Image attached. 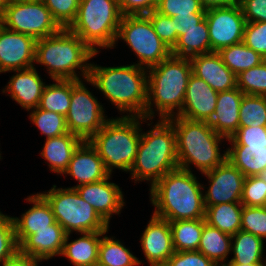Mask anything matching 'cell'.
Here are the masks:
<instances>
[{
  "instance_id": "45",
  "label": "cell",
  "mask_w": 266,
  "mask_h": 266,
  "mask_svg": "<svg viewBox=\"0 0 266 266\" xmlns=\"http://www.w3.org/2000/svg\"><path fill=\"white\" fill-rule=\"evenodd\" d=\"M242 42L266 60V22H246Z\"/></svg>"
},
{
  "instance_id": "34",
  "label": "cell",
  "mask_w": 266,
  "mask_h": 266,
  "mask_svg": "<svg viewBox=\"0 0 266 266\" xmlns=\"http://www.w3.org/2000/svg\"><path fill=\"white\" fill-rule=\"evenodd\" d=\"M46 84L38 108L66 116L70 107L72 80H53Z\"/></svg>"
},
{
  "instance_id": "17",
  "label": "cell",
  "mask_w": 266,
  "mask_h": 266,
  "mask_svg": "<svg viewBox=\"0 0 266 266\" xmlns=\"http://www.w3.org/2000/svg\"><path fill=\"white\" fill-rule=\"evenodd\" d=\"M111 174L98 182L82 184L75 189L87 201L101 218L110 225L112 215L121 213L124 208V194L118 184L109 181Z\"/></svg>"
},
{
  "instance_id": "52",
  "label": "cell",
  "mask_w": 266,
  "mask_h": 266,
  "mask_svg": "<svg viewBox=\"0 0 266 266\" xmlns=\"http://www.w3.org/2000/svg\"><path fill=\"white\" fill-rule=\"evenodd\" d=\"M224 266H266V263H253V264H225Z\"/></svg>"
},
{
  "instance_id": "10",
  "label": "cell",
  "mask_w": 266,
  "mask_h": 266,
  "mask_svg": "<svg viewBox=\"0 0 266 266\" xmlns=\"http://www.w3.org/2000/svg\"><path fill=\"white\" fill-rule=\"evenodd\" d=\"M118 40H123L135 53L138 62L134 64L145 69L171 56V49L156 34L146 14L122 15L113 48Z\"/></svg>"
},
{
  "instance_id": "42",
  "label": "cell",
  "mask_w": 266,
  "mask_h": 266,
  "mask_svg": "<svg viewBox=\"0 0 266 266\" xmlns=\"http://www.w3.org/2000/svg\"><path fill=\"white\" fill-rule=\"evenodd\" d=\"M18 250L12 216L0 211V264L2 265Z\"/></svg>"
},
{
  "instance_id": "4",
  "label": "cell",
  "mask_w": 266,
  "mask_h": 266,
  "mask_svg": "<svg viewBox=\"0 0 266 266\" xmlns=\"http://www.w3.org/2000/svg\"><path fill=\"white\" fill-rule=\"evenodd\" d=\"M97 54L78 35L62 28L36 41L35 63L47 68L52 80H82L89 77V60Z\"/></svg>"
},
{
  "instance_id": "15",
  "label": "cell",
  "mask_w": 266,
  "mask_h": 266,
  "mask_svg": "<svg viewBox=\"0 0 266 266\" xmlns=\"http://www.w3.org/2000/svg\"><path fill=\"white\" fill-rule=\"evenodd\" d=\"M203 174L209 183L207 190L203 185L205 208L221 203L241 202L246 177L228 159Z\"/></svg>"
},
{
  "instance_id": "18",
  "label": "cell",
  "mask_w": 266,
  "mask_h": 266,
  "mask_svg": "<svg viewBox=\"0 0 266 266\" xmlns=\"http://www.w3.org/2000/svg\"><path fill=\"white\" fill-rule=\"evenodd\" d=\"M149 266H164L174 254L170 223L152 214L140 238Z\"/></svg>"
},
{
  "instance_id": "50",
  "label": "cell",
  "mask_w": 266,
  "mask_h": 266,
  "mask_svg": "<svg viewBox=\"0 0 266 266\" xmlns=\"http://www.w3.org/2000/svg\"><path fill=\"white\" fill-rule=\"evenodd\" d=\"M38 258L31 257L21 253L19 250L10 258H8L2 266H38L39 262H42Z\"/></svg>"
},
{
  "instance_id": "44",
  "label": "cell",
  "mask_w": 266,
  "mask_h": 266,
  "mask_svg": "<svg viewBox=\"0 0 266 266\" xmlns=\"http://www.w3.org/2000/svg\"><path fill=\"white\" fill-rule=\"evenodd\" d=\"M160 39L172 50L177 43L178 35L175 31L174 20L156 10L146 14Z\"/></svg>"
},
{
  "instance_id": "1",
  "label": "cell",
  "mask_w": 266,
  "mask_h": 266,
  "mask_svg": "<svg viewBox=\"0 0 266 266\" xmlns=\"http://www.w3.org/2000/svg\"><path fill=\"white\" fill-rule=\"evenodd\" d=\"M153 214L169 222L205 218L203 184L193 171L176 168L150 189Z\"/></svg>"
},
{
  "instance_id": "26",
  "label": "cell",
  "mask_w": 266,
  "mask_h": 266,
  "mask_svg": "<svg viewBox=\"0 0 266 266\" xmlns=\"http://www.w3.org/2000/svg\"><path fill=\"white\" fill-rule=\"evenodd\" d=\"M108 231L81 232V237L70 241V234L66 235L61 255L66 257L74 266H96L101 237Z\"/></svg>"
},
{
  "instance_id": "31",
  "label": "cell",
  "mask_w": 266,
  "mask_h": 266,
  "mask_svg": "<svg viewBox=\"0 0 266 266\" xmlns=\"http://www.w3.org/2000/svg\"><path fill=\"white\" fill-rule=\"evenodd\" d=\"M211 52L209 29L206 18L196 27L185 31L181 35L174 48L171 50V55L175 57L191 58L199 54Z\"/></svg>"
},
{
  "instance_id": "5",
  "label": "cell",
  "mask_w": 266,
  "mask_h": 266,
  "mask_svg": "<svg viewBox=\"0 0 266 266\" xmlns=\"http://www.w3.org/2000/svg\"><path fill=\"white\" fill-rule=\"evenodd\" d=\"M149 131L141 128V138L134 163L129 171L131 179L149 182L150 188L164 175L179 167L176 152V134L168 119H160L156 124L150 119Z\"/></svg>"
},
{
  "instance_id": "13",
  "label": "cell",
  "mask_w": 266,
  "mask_h": 266,
  "mask_svg": "<svg viewBox=\"0 0 266 266\" xmlns=\"http://www.w3.org/2000/svg\"><path fill=\"white\" fill-rule=\"evenodd\" d=\"M2 25L12 31L42 39L62 28L42 0L9 2L1 13Z\"/></svg>"
},
{
  "instance_id": "39",
  "label": "cell",
  "mask_w": 266,
  "mask_h": 266,
  "mask_svg": "<svg viewBox=\"0 0 266 266\" xmlns=\"http://www.w3.org/2000/svg\"><path fill=\"white\" fill-rule=\"evenodd\" d=\"M241 203L248 207L266 206V175L245 178Z\"/></svg>"
},
{
  "instance_id": "40",
  "label": "cell",
  "mask_w": 266,
  "mask_h": 266,
  "mask_svg": "<svg viewBox=\"0 0 266 266\" xmlns=\"http://www.w3.org/2000/svg\"><path fill=\"white\" fill-rule=\"evenodd\" d=\"M61 28H69L75 21L80 0H42Z\"/></svg>"
},
{
  "instance_id": "38",
  "label": "cell",
  "mask_w": 266,
  "mask_h": 266,
  "mask_svg": "<svg viewBox=\"0 0 266 266\" xmlns=\"http://www.w3.org/2000/svg\"><path fill=\"white\" fill-rule=\"evenodd\" d=\"M237 87L247 95L266 96V60L236 76Z\"/></svg>"
},
{
  "instance_id": "47",
  "label": "cell",
  "mask_w": 266,
  "mask_h": 266,
  "mask_svg": "<svg viewBox=\"0 0 266 266\" xmlns=\"http://www.w3.org/2000/svg\"><path fill=\"white\" fill-rule=\"evenodd\" d=\"M246 22H266V0H238Z\"/></svg>"
},
{
  "instance_id": "24",
  "label": "cell",
  "mask_w": 266,
  "mask_h": 266,
  "mask_svg": "<svg viewBox=\"0 0 266 266\" xmlns=\"http://www.w3.org/2000/svg\"><path fill=\"white\" fill-rule=\"evenodd\" d=\"M243 96L244 93L238 87L218 92L215 111L208 121L217 134L228 139L239 129Z\"/></svg>"
},
{
  "instance_id": "53",
  "label": "cell",
  "mask_w": 266,
  "mask_h": 266,
  "mask_svg": "<svg viewBox=\"0 0 266 266\" xmlns=\"http://www.w3.org/2000/svg\"><path fill=\"white\" fill-rule=\"evenodd\" d=\"M10 0H0V13H2L5 7L9 4Z\"/></svg>"
},
{
  "instance_id": "22",
  "label": "cell",
  "mask_w": 266,
  "mask_h": 266,
  "mask_svg": "<svg viewBox=\"0 0 266 266\" xmlns=\"http://www.w3.org/2000/svg\"><path fill=\"white\" fill-rule=\"evenodd\" d=\"M192 73L217 92L237 87L236 75L223 63L218 52L192 56Z\"/></svg>"
},
{
  "instance_id": "41",
  "label": "cell",
  "mask_w": 266,
  "mask_h": 266,
  "mask_svg": "<svg viewBox=\"0 0 266 266\" xmlns=\"http://www.w3.org/2000/svg\"><path fill=\"white\" fill-rule=\"evenodd\" d=\"M241 230L266 239V206L248 207L243 205L241 216Z\"/></svg>"
},
{
  "instance_id": "33",
  "label": "cell",
  "mask_w": 266,
  "mask_h": 266,
  "mask_svg": "<svg viewBox=\"0 0 266 266\" xmlns=\"http://www.w3.org/2000/svg\"><path fill=\"white\" fill-rule=\"evenodd\" d=\"M170 223L174 251H197L202 236L205 218L178 220Z\"/></svg>"
},
{
  "instance_id": "12",
  "label": "cell",
  "mask_w": 266,
  "mask_h": 266,
  "mask_svg": "<svg viewBox=\"0 0 266 266\" xmlns=\"http://www.w3.org/2000/svg\"><path fill=\"white\" fill-rule=\"evenodd\" d=\"M227 141V159L245 177L266 175V127H239Z\"/></svg>"
},
{
  "instance_id": "9",
  "label": "cell",
  "mask_w": 266,
  "mask_h": 266,
  "mask_svg": "<svg viewBox=\"0 0 266 266\" xmlns=\"http://www.w3.org/2000/svg\"><path fill=\"white\" fill-rule=\"evenodd\" d=\"M56 187L53 185L47 192L39 193L50 204L56 222L67 234L109 230L110 226L75 188Z\"/></svg>"
},
{
  "instance_id": "14",
  "label": "cell",
  "mask_w": 266,
  "mask_h": 266,
  "mask_svg": "<svg viewBox=\"0 0 266 266\" xmlns=\"http://www.w3.org/2000/svg\"><path fill=\"white\" fill-rule=\"evenodd\" d=\"M211 52L243 41L246 20L239 3L206 9Z\"/></svg>"
},
{
  "instance_id": "29",
  "label": "cell",
  "mask_w": 266,
  "mask_h": 266,
  "mask_svg": "<svg viewBox=\"0 0 266 266\" xmlns=\"http://www.w3.org/2000/svg\"><path fill=\"white\" fill-rule=\"evenodd\" d=\"M232 236L207 223L203 225L198 251L213 261L217 266H224L231 254Z\"/></svg>"
},
{
  "instance_id": "21",
  "label": "cell",
  "mask_w": 266,
  "mask_h": 266,
  "mask_svg": "<svg viewBox=\"0 0 266 266\" xmlns=\"http://www.w3.org/2000/svg\"><path fill=\"white\" fill-rule=\"evenodd\" d=\"M74 178L78 184L69 188H75L82 184L98 182L106 179L110 173L106 170L103 160L97 150L89 141H83L74 151L67 170L63 173Z\"/></svg>"
},
{
  "instance_id": "6",
  "label": "cell",
  "mask_w": 266,
  "mask_h": 266,
  "mask_svg": "<svg viewBox=\"0 0 266 266\" xmlns=\"http://www.w3.org/2000/svg\"><path fill=\"white\" fill-rule=\"evenodd\" d=\"M176 134L179 168L191 172V165L203 173L213 170L227 159L220 145L227 138L217 134L207 121H192L179 116L168 118Z\"/></svg>"
},
{
  "instance_id": "27",
  "label": "cell",
  "mask_w": 266,
  "mask_h": 266,
  "mask_svg": "<svg viewBox=\"0 0 266 266\" xmlns=\"http://www.w3.org/2000/svg\"><path fill=\"white\" fill-rule=\"evenodd\" d=\"M40 155L48 163L51 172L63 175L67 170L74 151L83 140L71 133L45 139Z\"/></svg>"
},
{
  "instance_id": "2",
  "label": "cell",
  "mask_w": 266,
  "mask_h": 266,
  "mask_svg": "<svg viewBox=\"0 0 266 266\" xmlns=\"http://www.w3.org/2000/svg\"><path fill=\"white\" fill-rule=\"evenodd\" d=\"M85 82L97 88L120 113L145 118L147 69L134 63L104 67L93 62L90 64V74Z\"/></svg>"
},
{
  "instance_id": "25",
  "label": "cell",
  "mask_w": 266,
  "mask_h": 266,
  "mask_svg": "<svg viewBox=\"0 0 266 266\" xmlns=\"http://www.w3.org/2000/svg\"><path fill=\"white\" fill-rule=\"evenodd\" d=\"M66 235L62 226L55 222L49 225V228L39 229L29 235L19 245V251L43 261L58 255L61 256Z\"/></svg>"
},
{
  "instance_id": "20",
  "label": "cell",
  "mask_w": 266,
  "mask_h": 266,
  "mask_svg": "<svg viewBox=\"0 0 266 266\" xmlns=\"http://www.w3.org/2000/svg\"><path fill=\"white\" fill-rule=\"evenodd\" d=\"M10 77L8 84L2 89V93L14 100L20 107L27 110L38 107L43 89L46 85L37 72L36 67L20 69Z\"/></svg>"
},
{
  "instance_id": "7",
  "label": "cell",
  "mask_w": 266,
  "mask_h": 266,
  "mask_svg": "<svg viewBox=\"0 0 266 266\" xmlns=\"http://www.w3.org/2000/svg\"><path fill=\"white\" fill-rule=\"evenodd\" d=\"M148 121L144 117L122 115L109 118L99 132L90 140L103 160L106 170L129 172L139 146L141 126Z\"/></svg>"
},
{
  "instance_id": "51",
  "label": "cell",
  "mask_w": 266,
  "mask_h": 266,
  "mask_svg": "<svg viewBox=\"0 0 266 266\" xmlns=\"http://www.w3.org/2000/svg\"><path fill=\"white\" fill-rule=\"evenodd\" d=\"M205 9L213 7L230 6L238 2V0H200Z\"/></svg>"
},
{
  "instance_id": "49",
  "label": "cell",
  "mask_w": 266,
  "mask_h": 266,
  "mask_svg": "<svg viewBox=\"0 0 266 266\" xmlns=\"http://www.w3.org/2000/svg\"><path fill=\"white\" fill-rule=\"evenodd\" d=\"M206 13H191L190 15H175L171 17L174 20L175 31L178 38L185 33V31L196 27L205 19Z\"/></svg>"
},
{
  "instance_id": "8",
  "label": "cell",
  "mask_w": 266,
  "mask_h": 266,
  "mask_svg": "<svg viewBox=\"0 0 266 266\" xmlns=\"http://www.w3.org/2000/svg\"><path fill=\"white\" fill-rule=\"evenodd\" d=\"M122 14L118 0H80L75 21L68 28L94 52L113 48Z\"/></svg>"
},
{
  "instance_id": "32",
  "label": "cell",
  "mask_w": 266,
  "mask_h": 266,
  "mask_svg": "<svg viewBox=\"0 0 266 266\" xmlns=\"http://www.w3.org/2000/svg\"><path fill=\"white\" fill-rule=\"evenodd\" d=\"M104 233L101 237L98 252L99 266H139L143 260H139L130 248H127L116 237L105 236Z\"/></svg>"
},
{
  "instance_id": "48",
  "label": "cell",
  "mask_w": 266,
  "mask_h": 266,
  "mask_svg": "<svg viewBox=\"0 0 266 266\" xmlns=\"http://www.w3.org/2000/svg\"><path fill=\"white\" fill-rule=\"evenodd\" d=\"M159 0H118L122 15L147 14L155 10Z\"/></svg>"
},
{
  "instance_id": "16",
  "label": "cell",
  "mask_w": 266,
  "mask_h": 266,
  "mask_svg": "<svg viewBox=\"0 0 266 266\" xmlns=\"http://www.w3.org/2000/svg\"><path fill=\"white\" fill-rule=\"evenodd\" d=\"M36 39L0 26V74L35 66Z\"/></svg>"
},
{
  "instance_id": "55",
  "label": "cell",
  "mask_w": 266,
  "mask_h": 266,
  "mask_svg": "<svg viewBox=\"0 0 266 266\" xmlns=\"http://www.w3.org/2000/svg\"><path fill=\"white\" fill-rule=\"evenodd\" d=\"M2 25V20H1V13H0V26Z\"/></svg>"
},
{
  "instance_id": "23",
  "label": "cell",
  "mask_w": 266,
  "mask_h": 266,
  "mask_svg": "<svg viewBox=\"0 0 266 266\" xmlns=\"http://www.w3.org/2000/svg\"><path fill=\"white\" fill-rule=\"evenodd\" d=\"M31 203L30 209L22 213L20 217H12L15 236L18 246L37 230L49 228L56 222L52 208L47 200L40 194H33L25 198Z\"/></svg>"
},
{
  "instance_id": "19",
  "label": "cell",
  "mask_w": 266,
  "mask_h": 266,
  "mask_svg": "<svg viewBox=\"0 0 266 266\" xmlns=\"http://www.w3.org/2000/svg\"><path fill=\"white\" fill-rule=\"evenodd\" d=\"M218 92L204 80L191 74L179 117L192 121H209L215 111Z\"/></svg>"
},
{
  "instance_id": "30",
  "label": "cell",
  "mask_w": 266,
  "mask_h": 266,
  "mask_svg": "<svg viewBox=\"0 0 266 266\" xmlns=\"http://www.w3.org/2000/svg\"><path fill=\"white\" fill-rule=\"evenodd\" d=\"M241 202L221 203L206 207L205 221L208 225L229 235L241 230Z\"/></svg>"
},
{
  "instance_id": "54",
  "label": "cell",
  "mask_w": 266,
  "mask_h": 266,
  "mask_svg": "<svg viewBox=\"0 0 266 266\" xmlns=\"http://www.w3.org/2000/svg\"><path fill=\"white\" fill-rule=\"evenodd\" d=\"M25 1H36V0H10V2H25Z\"/></svg>"
},
{
  "instance_id": "36",
  "label": "cell",
  "mask_w": 266,
  "mask_h": 266,
  "mask_svg": "<svg viewBox=\"0 0 266 266\" xmlns=\"http://www.w3.org/2000/svg\"><path fill=\"white\" fill-rule=\"evenodd\" d=\"M266 127V96L244 94L240 105L239 127Z\"/></svg>"
},
{
  "instance_id": "28",
  "label": "cell",
  "mask_w": 266,
  "mask_h": 266,
  "mask_svg": "<svg viewBox=\"0 0 266 266\" xmlns=\"http://www.w3.org/2000/svg\"><path fill=\"white\" fill-rule=\"evenodd\" d=\"M264 243L250 232L239 230L232 235L231 253L234 256L226 264L266 263Z\"/></svg>"
},
{
  "instance_id": "37",
  "label": "cell",
  "mask_w": 266,
  "mask_h": 266,
  "mask_svg": "<svg viewBox=\"0 0 266 266\" xmlns=\"http://www.w3.org/2000/svg\"><path fill=\"white\" fill-rule=\"evenodd\" d=\"M29 119L47 138L62 136L68 133L65 116L40 108L30 110Z\"/></svg>"
},
{
  "instance_id": "35",
  "label": "cell",
  "mask_w": 266,
  "mask_h": 266,
  "mask_svg": "<svg viewBox=\"0 0 266 266\" xmlns=\"http://www.w3.org/2000/svg\"><path fill=\"white\" fill-rule=\"evenodd\" d=\"M223 63L237 76L247 69L259 65L265 59L243 42L222 48L219 52Z\"/></svg>"
},
{
  "instance_id": "43",
  "label": "cell",
  "mask_w": 266,
  "mask_h": 266,
  "mask_svg": "<svg viewBox=\"0 0 266 266\" xmlns=\"http://www.w3.org/2000/svg\"><path fill=\"white\" fill-rule=\"evenodd\" d=\"M155 10L170 17L177 14L206 13L200 0H159Z\"/></svg>"
},
{
  "instance_id": "11",
  "label": "cell",
  "mask_w": 266,
  "mask_h": 266,
  "mask_svg": "<svg viewBox=\"0 0 266 266\" xmlns=\"http://www.w3.org/2000/svg\"><path fill=\"white\" fill-rule=\"evenodd\" d=\"M84 80H72L71 101L65 116L68 132L89 141L101 130L108 118L105 108L89 91Z\"/></svg>"
},
{
  "instance_id": "3",
  "label": "cell",
  "mask_w": 266,
  "mask_h": 266,
  "mask_svg": "<svg viewBox=\"0 0 266 266\" xmlns=\"http://www.w3.org/2000/svg\"><path fill=\"white\" fill-rule=\"evenodd\" d=\"M147 73L145 119L150 121L154 119L155 114H158V119L177 116L181 112L192 74L190 59L171 55L158 65L147 69Z\"/></svg>"
},
{
  "instance_id": "46",
  "label": "cell",
  "mask_w": 266,
  "mask_h": 266,
  "mask_svg": "<svg viewBox=\"0 0 266 266\" xmlns=\"http://www.w3.org/2000/svg\"><path fill=\"white\" fill-rule=\"evenodd\" d=\"M164 266H217L200 251L174 252Z\"/></svg>"
}]
</instances>
